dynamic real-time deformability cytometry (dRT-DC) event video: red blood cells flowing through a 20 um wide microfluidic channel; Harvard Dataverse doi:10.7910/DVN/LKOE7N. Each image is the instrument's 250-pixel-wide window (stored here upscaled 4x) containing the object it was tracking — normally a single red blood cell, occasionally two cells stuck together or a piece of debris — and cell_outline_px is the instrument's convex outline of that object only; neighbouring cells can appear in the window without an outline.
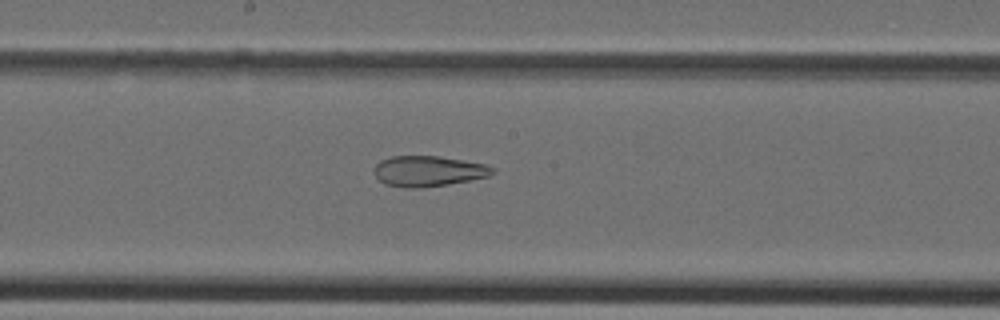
{"species": "Egyptian fruit bat (a non-hibernating species)", "species_latin": "Rousettus aegyptiacus", "temperature_condition": "cold", "stored_images_in_passage": 39, "camera_frame_rate_fps": 3000, "um_per_image_px": 0.085, "animal": {"sex": "female"}, "frame": {"image": 1, "passage_image": 21, "time_ms": 6.667, "image_size_px": [1000, 320], "cell_outline_px": [[496, 172], [488, 176], [448, 184], [416, 188], [404, 188], [384, 184], [372, 172], [372, 168], [380, 160], [392, 156], [440, 156], [488, 164]], "centroid_in_image_um": [36.37, 14.54], "position_along_channel_um": 211.8, "area_um2": 21.21}}
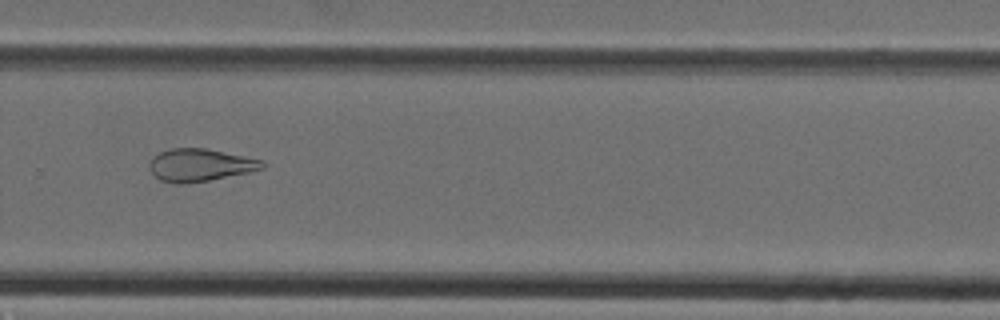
{"frame": {"image": 2, "passage_image": 27, "time_ms": 8.667, "image_size_px": [1000, 320], "cell_outline_px": [[268, 164], [264, 168], [248, 172], [208, 180], [184, 184], [172, 184], [160, 180], [152, 172], [148, 164], [152, 156], [160, 152], [172, 148], [204, 148], [264, 160]], "centroid_in_image_um": [17.0, 14.03], "position_along_channel_um": 312.8, "area_um2": 21.44}}
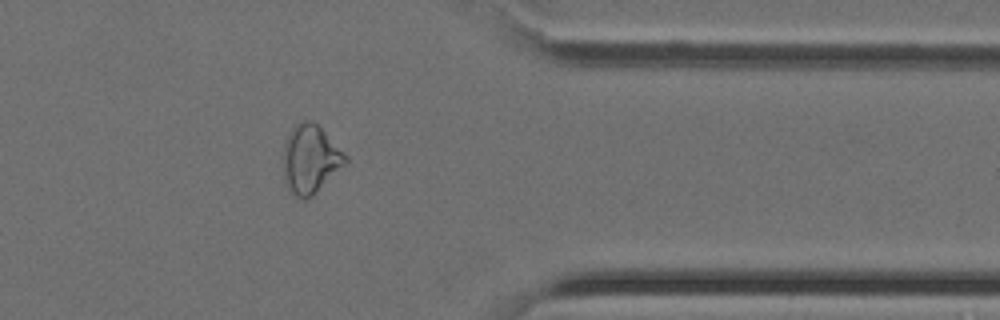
{"frame": {"image": 3, "passage_image": 32, "time_ms": 10.333, "image_size_px": [1000, 320], "cell_outline_px": [[348, 164], [312, 196], [304, 200], [288, 192], [284, 184], [284, 144], [292, 128], [296, 124], [304, 120], [312, 120], [348, 156]], "centroid_in_image_um": [26.39, 13.57], "position_along_channel_um": 385.0, "area_um2": 24.97}}